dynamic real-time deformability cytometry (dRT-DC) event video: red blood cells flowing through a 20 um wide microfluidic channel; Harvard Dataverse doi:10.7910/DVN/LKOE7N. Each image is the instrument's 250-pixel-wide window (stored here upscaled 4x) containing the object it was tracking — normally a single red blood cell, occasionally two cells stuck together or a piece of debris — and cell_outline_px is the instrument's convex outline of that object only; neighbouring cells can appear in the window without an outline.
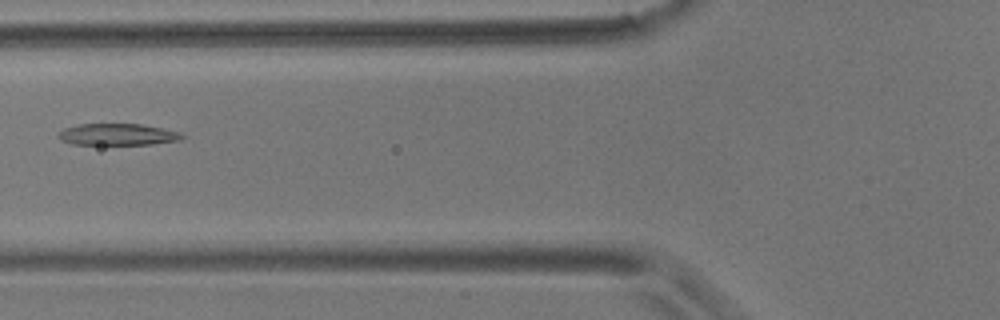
{"species": "common noctule bat (a hibernating species)", "species_latin": "Nyctalus noctula", "temperature_condition": "room temperature", "stored_images_in_passage": 2, "camera_frame_rate_fps": 3000, "um_per_image_px": 0.085, "animal": {"sex": "male", "body_mass_g": 17.9}, "frame": {"image": 1, "passage_image": 2, "time_ms": 1.333, "image_size_px": [1000, 320], "cell_outline_px": [[184, 136], [180, 140], [152, 144], [72, 144], [60, 140], [56, 136], [56, 132], [64, 128], [76, 124], [140, 124], [180, 132]], "centroid_in_image_um": [9.91, 11.42], "position_along_channel_um": 115.9, "area_um2": 15.61}}